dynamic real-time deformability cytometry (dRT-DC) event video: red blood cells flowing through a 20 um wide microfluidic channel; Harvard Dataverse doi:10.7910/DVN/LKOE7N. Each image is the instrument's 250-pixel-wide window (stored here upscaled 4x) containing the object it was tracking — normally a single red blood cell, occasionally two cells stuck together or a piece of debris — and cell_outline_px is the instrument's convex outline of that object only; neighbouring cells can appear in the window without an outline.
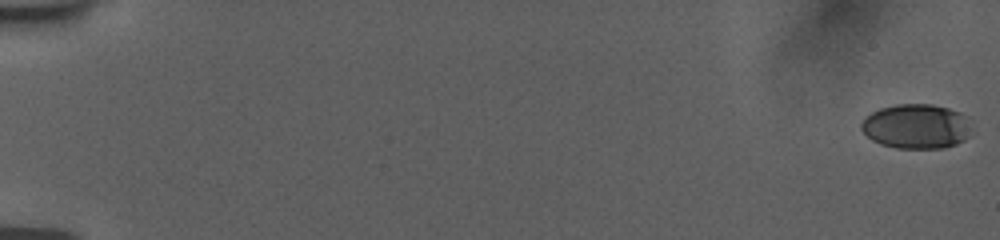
{"species": "human", "species_latin": "Homo sapiens", "temperature_condition": "room temperature", "stored_images_in_passage": 57, "camera_frame_rate_fps": 3000, "um_per_image_px": 0.085, "donor": {"sex": "female"}, "frame": {"image": 1, "passage_image": 1, "time_ms": 0.0, "image_size_px": [1000, 240], "cell_outline_px": [[972, 128], [968, 136], [964, 140], [956, 144], [944, 148], [896, 148], [880, 144], [872, 140], [860, 128], [860, 124], [872, 112], [880, 108], [896, 104], [932, 104], [948, 108], [960, 112], [964, 116]], "centroid_in_image_um": [77.89, 10.74], "position_along_channel_um": 7.1, "area_um2": 28.67}}
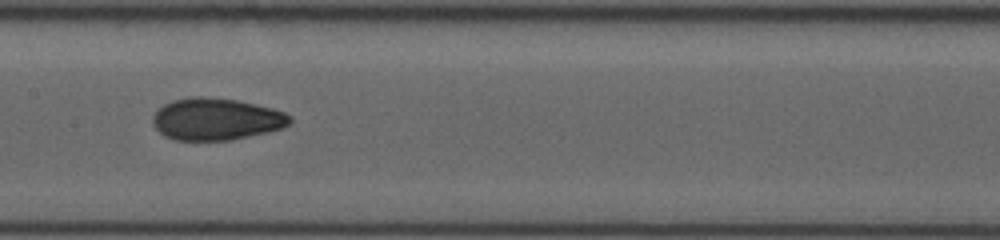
{"frame": {"image": 2, "passage_image": 31, "time_ms": 10.0, "image_size_px": [1000, 240], "cell_outline_px": [[292, 120], [284, 128], [268, 132], [232, 140], [176, 140], [164, 136], [152, 124], [152, 116], [156, 108], [172, 100], [188, 96], [204, 96], [236, 100], [256, 104], [272, 108], [284, 112], [292, 116]], "centroid_in_image_um": [18.35, 10.12], "position_along_channel_um": 189.0, "area_um2": 33.99}}
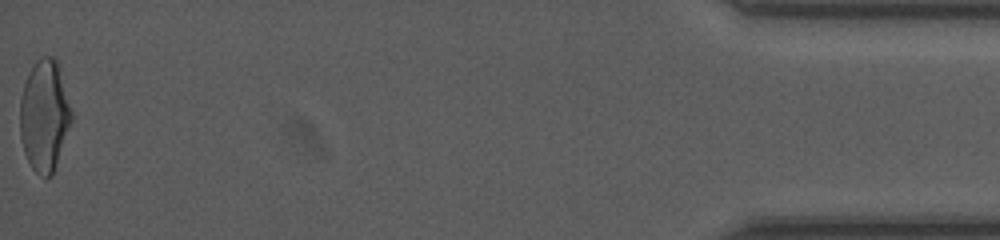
{"frame": {"image": 3, "passage_image": 57, "time_ms": 18.667, "image_size_px": [1000, 240], "cell_outline_px": [[72, 120], [52, 176], [44, 176], [36, 172], [32, 168], [24, 152], [20, 136], [20, 96], [28, 72], [36, 60], [40, 56], [52, 56], [60, 64], [72, 112]], "centroid_in_image_um": [3.78, 9.77], "position_along_channel_um": 431.4, "area_um2": 33.64}, "authors_computed_cell_mechanics": {"area_um2": 32.1946, "velocity_mm_per_s": 3.7712, "shape_relaxation_time_tau1_ms": 6.7137, "shape_relaxation_time_tau2_ms": 1.365, "deformation_change_tau1": 0.1901, "deformation_change_tau2": 0.058}}